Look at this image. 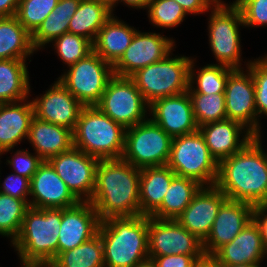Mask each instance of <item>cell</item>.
Wrapping results in <instances>:
<instances>
[{"label": "cell", "mask_w": 267, "mask_h": 267, "mask_svg": "<svg viewBox=\"0 0 267 267\" xmlns=\"http://www.w3.org/2000/svg\"><path fill=\"white\" fill-rule=\"evenodd\" d=\"M140 169L120 159H100L90 203L100 220L140 215Z\"/></svg>", "instance_id": "1"}, {"label": "cell", "mask_w": 267, "mask_h": 267, "mask_svg": "<svg viewBox=\"0 0 267 267\" xmlns=\"http://www.w3.org/2000/svg\"><path fill=\"white\" fill-rule=\"evenodd\" d=\"M229 200L262 205L267 198V164L251 140L241 151L222 160L215 184Z\"/></svg>", "instance_id": "2"}, {"label": "cell", "mask_w": 267, "mask_h": 267, "mask_svg": "<svg viewBox=\"0 0 267 267\" xmlns=\"http://www.w3.org/2000/svg\"><path fill=\"white\" fill-rule=\"evenodd\" d=\"M105 267H135L148 256V216L110 217L100 222Z\"/></svg>", "instance_id": "3"}, {"label": "cell", "mask_w": 267, "mask_h": 267, "mask_svg": "<svg viewBox=\"0 0 267 267\" xmlns=\"http://www.w3.org/2000/svg\"><path fill=\"white\" fill-rule=\"evenodd\" d=\"M62 208L26 210L19 235L10 245L24 263L50 264L58 255Z\"/></svg>", "instance_id": "4"}, {"label": "cell", "mask_w": 267, "mask_h": 267, "mask_svg": "<svg viewBox=\"0 0 267 267\" xmlns=\"http://www.w3.org/2000/svg\"><path fill=\"white\" fill-rule=\"evenodd\" d=\"M126 129L96 106H85L73 131V147L100 159H120Z\"/></svg>", "instance_id": "5"}, {"label": "cell", "mask_w": 267, "mask_h": 267, "mask_svg": "<svg viewBox=\"0 0 267 267\" xmlns=\"http://www.w3.org/2000/svg\"><path fill=\"white\" fill-rule=\"evenodd\" d=\"M208 14V44L216 64L233 69L247 68L251 59L244 62L242 58L240 30L245 26L240 8L233 1L228 4L219 0Z\"/></svg>", "instance_id": "6"}, {"label": "cell", "mask_w": 267, "mask_h": 267, "mask_svg": "<svg viewBox=\"0 0 267 267\" xmlns=\"http://www.w3.org/2000/svg\"><path fill=\"white\" fill-rule=\"evenodd\" d=\"M191 60V56L174 55L172 51L162 60L139 69L130 78L150 105L157 99L188 91Z\"/></svg>", "instance_id": "7"}, {"label": "cell", "mask_w": 267, "mask_h": 267, "mask_svg": "<svg viewBox=\"0 0 267 267\" xmlns=\"http://www.w3.org/2000/svg\"><path fill=\"white\" fill-rule=\"evenodd\" d=\"M167 166L176 175L194 179L203 186H214L218 178L219 164L199 130L172 139Z\"/></svg>", "instance_id": "8"}, {"label": "cell", "mask_w": 267, "mask_h": 267, "mask_svg": "<svg viewBox=\"0 0 267 267\" xmlns=\"http://www.w3.org/2000/svg\"><path fill=\"white\" fill-rule=\"evenodd\" d=\"M172 137L150 117L125 131L122 159L138 169L167 165Z\"/></svg>", "instance_id": "9"}, {"label": "cell", "mask_w": 267, "mask_h": 267, "mask_svg": "<svg viewBox=\"0 0 267 267\" xmlns=\"http://www.w3.org/2000/svg\"><path fill=\"white\" fill-rule=\"evenodd\" d=\"M62 71L57 79L84 106H95L100 101L114 75L113 66L94 51Z\"/></svg>", "instance_id": "10"}, {"label": "cell", "mask_w": 267, "mask_h": 267, "mask_svg": "<svg viewBox=\"0 0 267 267\" xmlns=\"http://www.w3.org/2000/svg\"><path fill=\"white\" fill-rule=\"evenodd\" d=\"M95 106L125 129L149 118L150 105L130 77L113 75Z\"/></svg>", "instance_id": "11"}, {"label": "cell", "mask_w": 267, "mask_h": 267, "mask_svg": "<svg viewBox=\"0 0 267 267\" xmlns=\"http://www.w3.org/2000/svg\"><path fill=\"white\" fill-rule=\"evenodd\" d=\"M173 37L162 32H145L139 28L121 58L113 65V74L130 77L139 69L165 58L176 48Z\"/></svg>", "instance_id": "12"}, {"label": "cell", "mask_w": 267, "mask_h": 267, "mask_svg": "<svg viewBox=\"0 0 267 267\" xmlns=\"http://www.w3.org/2000/svg\"><path fill=\"white\" fill-rule=\"evenodd\" d=\"M48 162L80 202H90L96 183L99 159L72 147Z\"/></svg>", "instance_id": "13"}, {"label": "cell", "mask_w": 267, "mask_h": 267, "mask_svg": "<svg viewBox=\"0 0 267 267\" xmlns=\"http://www.w3.org/2000/svg\"><path fill=\"white\" fill-rule=\"evenodd\" d=\"M205 255L202 241L176 219L148 216V256Z\"/></svg>", "instance_id": "14"}, {"label": "cell", "mask_w": 267, "mask_h": 267, "mask_svg": "<svg viewBox=\"0 0 267 267\" xmlns=\"http://www.w3.org/2000/svg\"><path fill=\"white\" fill-rule=\"evenodd\" d=\"M227 119L243 124L253 134L263 133L261 121L257 118L255 86L248 68L233 69L225 87Z\"/></svg>", "instance_id": "15"}, {"label": "cell", "mask_w": 267, "mask_h": 267, "mask_svg": "<svg viewBox=\"0 0 267 267\" xmlns=\"http://www.w3.org/2000/svg\"><path fill=\"white\" fill-rule=\"evenodd\" d=\"M30 99L36 118L64 126L72 131L75 130L80 113L85 107L58 79L50 84L42 94Z\"/></svg>", "instance_id": "16"}, {"label": "cell", "mask_w": 267, "mask_h": 267, "mask_svg": "<svg viewBox=\"0 0 267 267\" xmlns=\"http://www.w3.org/2000/svg\"><path fill=\"white\" fill-rule=\"evenodd\" d=\"M253 210L254 206L249 203L227 199L202 242L205 256H212L220 247L230 243L253 220Z\"/></svg>", "instance_id": "17"}, {"label": "cell", "mask_w": 267, "mask_h": 267, "mask_svg": "<svg viewBox=\"0 0 267 267\" xmlns=\"http://www.w3.org/2000/svg\"><path fill=\"white\" fill-rule=\"evenodd\" d=\"M149 117L172 138L198 130L188 91L155 100Z\"/></svg>", "instance_id": "18"}, {"label": "cell", "mask_w": 267, "mask_h": 267, "mask_svg": "<svg viewBox=\"0 0 267 267\" xmlns=\"http://www.w3.org/2000/svg\"><path fill=\"white\" fill-rule=\"evenodd\" d=\"M226 200L227 197L216 185L203 186L176 220L203 242Z\"/></svg>", "instance_id": "19"}, {"label": "cell", "mask_w": 267, "mask_h": 267, "mask_svg": "<svg viewBox=\"0 0 267 267\" xmlns=\"http://www.w3.org/2000/svg\"><path fill=\"white\" fill-rule=\"evenodd\" d=\"M80 201L68 189L48 161L30 179L29 206L33 208H70Z\"/></svg>", "instance_id": "20"}, {"label": "cell", "mask_w": 267, "mask_h": 267, "mask_svg": "<svg viewBox=\"0 0 267 267\" xmlns=\"http://www.w3.org/2000/svg\"><path fill=\"white\" fill-rule=\"evenodd\" d=\"M100 218L90 202L62 209L58 254L89 241L98 234Z\"/></svg>", "instance_id": "21"}, {"label": "cell", "mask_w": 267, "mask_h": 267, "mask_svg": "<svg viewBox=\"0 0 267 267\" xmlns=\"http://www.w3.org/2000/svg\"><path fill=\"white\" fill-rule=\"evenodd\" d=\"M198 130L218 164L241 151L253 137V133L243 124L230 119L204 124Z\"/></svg>", "instance_id": "22"}, {"label": "cell", "mask_w": 267, "mask_h": 267, "mask_svg": "<svg viewBox=\"0 0 267 267\" xmlns=\"http://www.w3.org/2000/svg\"><path fill=\"white\" fill-rule=\"evenodd\" d=\"M212 257L222 265L263 263L267 252L259 226L254 220L230 242L220 247Z\"/></svg>", "instance_id": "23"}, {"label": "cell", "mask_w": 267, "mask_h": 267, "mask_svg": "<svg viewBox=\"0 0 267 267\" xmlns=\"http://www.w3.org/2000/svg\"><path fill=\"white\" fill-rule=\"evenodd\" d=\"M34 117L30 97L18 102L0 104V154L7 149H15L28 139Z\"/></svg>", "instance_id": "24"}, {"label": "cell", "mask_w": 267, "mask_h": 267, "mask_svg": "<svg viewBox=\"0 0 267 267\" xmlns=\"http://www.w3.org/2000/svg\"><path fill=\"white\" fill-rule=\"evenodd\" d=\"M27 142L43 161H48L51 157L69 151L73 147V131L34 117Z\"/></svg>", "instance_id": "25"}, {"label": "cell", "mask_w": 267, "mask_h": 267, "mask_svg": "<svg viewBox=\"0 0 267 267\" xmlns=\"http://www.w3.org/2000/svg\"><path fill=\"white\" fill-rule=\"evenodd\" d=\"M137 30L113 14L99 30L93 51L113 66L124 54Z\"/></svg>", "instance_id": "26"}, {"label": "cell", "mask_w": 267, "mask_h": 267, "mask_svg": "<svg viewBox=\"0 0 267 267\" xmlns=\"http://www.w3.org/2000/svg\"><path fill=\"white\" fill-rule=\"evenodd\" d=\"M175 175L167 165L140 169V215L151 216L161 206Z\"/></svg>", "instance_id": "27"}, {"label": "cell", "mask_w": 267, "mask_h": 267, "mask_svg": "<svg viewBox=\"0 0 267 267\" xmlns=\"http://www.w3.org/2000/svg\"><path fill=\"white\" fill-rule=\"evenodd\" d=\"M29 59H0V104L18 102L32 96Z\"/></svg>", "instance_id": "28"}, {"label": "cell", "mask_w": 267, "mask_h": 267, "mask_svg": "<svg viewBox=\"0 0 267 267\" xmlns=\"http://www.w3.org/2000/svg\"><path fill=\"white\" fill-rule=\"evenodd\" d=\"M34 53L32 35L17 17H0V59H31Z\"/></svg>", "instance_id": "29"}, {"label": "cell", "mask_w": 267, "mask_h": 267, "mask_svg": "<svg viewBox=\"0 0 267 267\" xmlns=\"http://www.w3.org/2000/svg\"><path fill=\"white\" fill-rule=\"evenodd\" d=\"M81 0H59L56 7L32 34V44L37 50H45L55 38L69 29V22L79 7Z\"/></svg>", "instance_id": "30"}, {"label": "cell", "mask_w": 267, "mask_h": 267, "mask_svg": "<svg viewBox=\"0 0 267 267\" xmlns=\"http://www.w3.org/2000/svg\"><path fill=\"white\" fill-rule=\"evenodd\" d=\"M203 187L194 179L175 175L161 206L151 215L157 219H176Z\"/></svg>", "instance_id": "31"}, {"label": "cell", "mask_w": 267, "mask_h": 267, "mask_svg": "<svg viewBox=\"0 0 267 267\" xmlns=\"http://www.w3.org/2000/svg\"><path fill=\"white\" fill-rule=\"evenodd\" d=\"M112 15V10L102 3L81 0L69 22L68 32L85 37L94 43L99 30Z\"/></svg>", "instance_id": "32"}, {"label": "cell", "mask_w": 267, "mask_h": 267, "mask_svg": "<svg viewBox=\"0 0 267 267\" xmlns=\"http://www.w3.org/2000/svg\"><path fill=\"white\" fill-rule=\"evenodd\" d=\"M198 67L197 58L192 56L189 67L188 93H225L228 75L233 70V68L221 64H216L215 62H211V64L207 63L203 67Z\"/></svg>", "instance_id": "33"}, {"label": "cell", "mask_w": 267, "mask_h": 267, "mask_svg": "<svg viewBox=\"0 0 267 267\" xmlns=\"http://www.w3.org/2000/svg\"><path fill=\"white\" fill-rule=\"evenodd\" d=\"M52 267H105L102 239L99 234L73 249L59 253Z\"/></svg>", "instance_id": "34"}, {"label": "cell", "mask_w": 267, "mask_h": 267, "mask_svg": "<svg viewBox=\"0 0 267 267\" xmlns=\"http://www.w3.org/2000/svg\"><path fill=\"white\" fill-rule=\"evenodd\" d=\"M29 207L25 200L0 193V236L8 238L10 245L19 235Z\"/></svg>", "instance_id": "35"}, {"label": "cell", "mask_w": 267, "mask_h": 267, "mask_svg": "<svg viewBox=\"0 0 267 267\" xmlns=\"http://www.w3.org/2000/svg\"><path fill=\"white\" fill-rule=\"evenodd\" d=\"M197 126L227 119L225 93H188Z\"/></svg>", "instance_id": "36"}, {"label": "cell", "mask_w": 267, "mask_h": 267, "mask_svg": "<svg viewBox=\"0 0 267 267\" xmlns=\"http://www.w3.org/2000/svg\"><path fill=\"white\" fill-rule=\"evenodd\" d=\"M145 12L152 26L162 30L177 28L189 16L174 0H151Z\"/></svg>", "instance_id": "37"}, {"label": "cell", "mask_w": 267, "mask_h": 267, "mask_svg": "<svg viewBox=\"0 0 267 267\" xmlns=\"http://www.w3.org/2000/svg\"><path fill=\"white\" fill-rule=\"evenodd\" d=\"M53 46H52V45ZM48 47L53 48L66 67L77 63L93 52V43L85 37L66 32L55 38Z\"/></svg>", "instance_id": "38"}, {"label": "cell", "mask_w": 267, "mask_h": 267, "mask_svg": "<svg viewBox=\"0 0 267 267\" xmlns=\"http://www.w3.org/2000/svg\"><path fill=\"white\" fill-rule=\"evenodd\" d=\"M59 0H20L16 17L32 35L54 10Z\"/></svg>", "instance_id": "39"}, {"label": "cell", "mask_w": 267, "mask_h": 267, "mask_svg": "<svg viewBox=\"0 0 267 267\" xmlns=\"http://www.w3.org/2000/svg\"><path fill=\"white\" fill-rule=\"evenodd\" d=\"M247 68L253 77L257 118L261 121L267 117V54L252 58Z\"/></svg>", "instance_id": "40"}, {"label": "cell", "mask_w": 267, "mask_h": 267, "mask_svg": "<svg viewBox=\"0 0 267 267\" xmlns=\"http://www.w3.org/2000/svg\"><path fill=\"white\" fill-rule=\"evenodd\" d=\"M7 149L4 150L0 156L3 157L5 153L11 152L13 154L10 157H6V165H8L11 171L15 172L17 175L25 176L31 179L33 175L37 172L38 167L43 163V160L34 152H30L28 148L23 149Z\"/></svg>", "instance_id": "41"}, {"label": "cell", "mask_w": 267, "mask_h": 267, "mask_svg": "<svg viewBox=\"0 0 267 267\" xmlns=\"http://www.w3.org/2000/svg\"><path fill=\"white\" fill-rule=\"evenodd\" d=\"M242 13L245 28L267 26V0H232Z\"/></svg>", "instance_id": "42"}, {"label": "cell", "mask_w": 267, "mask_h": 267, "mask_svg": "<svg viewBox=\"0 0 267 267\" xmlns=\"http://www.w3.org/2000/svg\"><path fill=\"white\" fill-rule=\"evenodd\" d=\"M1 169L0 165V177L2 174ZM6 176L7 177L4 178L3 181H1L0 178V193L25 200L29 204L30 179L25 176L17 175L13 171Z\"/></svg>", "instance_id": "43"}, {"label": "cell", "mask_w": 267, "mask_h": 267, "mask_svg": "<svg viewBox=\"0 0 267 267\" xmlns=\"http://www.w3.org/2000/svg\"><path fill=\"white\" fill-rule=\"evenodd\" d=\"M205 255H164L149 256L157 267H195L197 262Z\"/></svg>", "instance_id": "44"}, {"label": "cell", "mask_w": 267, "mask_h": 267, "mask_svg": "<svg viewBox=\"0 0 267 267\" xmlns=\"http://www.w3.org/2000/svg\"><path fill=\"white\" fill-rule=\"evenodd\" d=\"M185 10L188 15L207 14L219 0H174Z\"/></svg>", "instance_id": "45"}, {"label": "cell", "mask_w": 267, "mask_h": 267, "mask_svg": "<svg viewBox=\"0 0 267 267\" xmlns=\"http://www.w3.org/2000/svg\"><path fill=\"white\" fill-rule=\"evenodd\" d=\"M253 220L260 228L265 249L267 252V207L263 205L254 206Z\"/></svg>", "instance_id": "46"}, {"label": "cell", "mask_w": 267, "mask_h": 267, "mask_svg": "<svg viewBox=\"0 0 267 267\" xmlns=\"http://www.w3.org/2000/svg\"><path fill=\"white\" fill-rule=\"evenodd\" d=\"M20 0H0V17L16 16Z\"/></svg>", "instance_id": "47"}, {"label": "cell", "mask_w": 267, "mask_h": 267, "mask_svg": "<svg viewBox=\"0 0 267 267\" xmlns=\"http://www.w3.org/2000/svg\"><path fill=\"white\" fill-rule=\"evenodd\" d=\"M151 0H117L116 7L120 4L125 5L128 8L143 11L146 10L147 6L150 4Z\"/></svg>", "instance_id": "48"}, {"label": "cell", "mask_w": 267, "mask_h": 267, "mask_svg": "<svg viewBox=\"0 0 267 267\" xmlns=\"http://www.w3.org/2000/svg\"><path fill=\"white\" fill-rule=\"evenodd\" d=\"M195 267H223V265L218 263L212 256H204L197 262Z\"/></svg>", "instance_id": "49"}, {"label": "cell", "mask_w": 267, "mask_h": 267, "mask_svg": "<svg viewBox=\"0 0 267 267\" xmlns=\"http://www.w3.org/2000/svg\"><path fill=\"white\" fill-rule=\"evenodd\" d=\"M264 137V133H259V134H253L252 137V141L263 151V155L267 164V149L264 150L263 147H265L264 145L262 146V141H263V137Z\"/></svg>", "instance_id": "50"}, {"label": "cell", "mask_w": 267, "mask_h": 267, "mask_svg": "<svg viewBox=\"0 0 267 267\" xmlns=\"http://www.w3.org/2000/svg\"><path fill=\"white\" fill-rule=\"evenodd\" d=\"M93 1H96V2H99V3L106 5L109 9L112 10L113 14L116 13L114 11L116 8L117 0H93Z\"/></svg>", "instance_id": "51"}, {"label": "cell", "mask_w": 267, "mask_h": 267, "mask_svg": "<svg viewBox=\"0 0 267 267\" xmlns=\"http://www.w3.org/2000/svg\"><path fill=\"white\" fill-rule=\"evenodd\" d=\"M135 267H157L156 263L151 258H147L142 262H139Z\"/></svg>", "instance_id": "52"}, {"label": "cell", "mask_w": 267, "mask_h": 267, "mask_svg": "<svg viewBox=\"0 0 267 267\" xmlns=\"http://www.w3.org/2000/svg\"><path fill=\"white\" fill-rule=\"evenodd\" d=\"M21 267H52L51 264L47 263H24L20 262L19 263Z\"/></svg>", "instance_id": "53"}, {"label": "cell", "mask_w": 267, "mask_h": 267, "mask_svg": "<svg viewBox=\"0 0 267 267\" xmlns=\"http://www.w3.org/2000/svg\"><path fill=\"white\" fill-rule=\"evenodd\" d=\"M262 263L254 264H238V265H223V267H261Z\"/></svg>", "instance_id": "54"}, {"label": "cell", "mask_w": 267, "mask_h": 267, "mask_svg": "<svg viewBox=\"0 0 267 267\" xmlns=\"http://www.w3.org/2000/svg\"><path fill=\"white\" fill-rule=\"evenodd\" d=\"M262 205L267 207V198H266L265 202Z\"/></svg>", "instance_id": "55"}]
</instances>
